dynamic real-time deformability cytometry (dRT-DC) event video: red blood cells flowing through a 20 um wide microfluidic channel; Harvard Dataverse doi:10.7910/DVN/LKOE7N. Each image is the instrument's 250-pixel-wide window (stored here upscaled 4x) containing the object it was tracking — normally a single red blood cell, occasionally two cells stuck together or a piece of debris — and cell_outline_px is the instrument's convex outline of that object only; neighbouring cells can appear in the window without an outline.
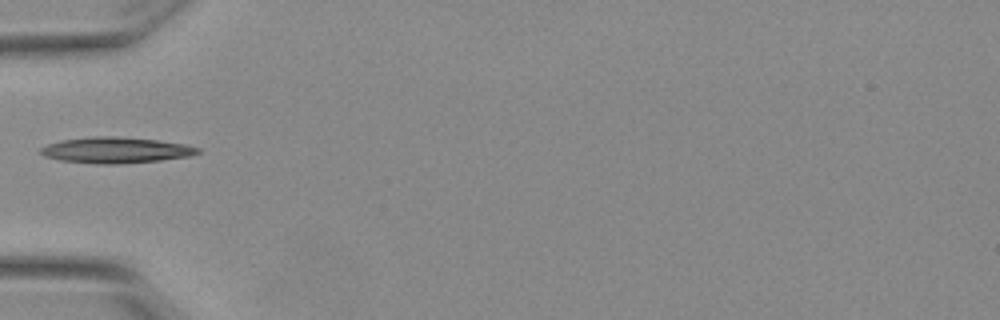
{"species": "Egyptian fruit bat (a non-hibernating species)", "species_latin": "Rousettus aegyptiacus", "temperature_condition": "warm", "stored_images_in_passage": 3, "camera_frame_rate_fps": 3000, "um_per_image_px": 0.085, "animal": {"sex": "female"}, "frame": {"image": 1, "passage_image": 1, "time_ms": 0.0, "image_size_px": [1000, 320], "cell_outline_px": [[200, 152], [188, 156], [160, 160], [120, 164], [96, 164], [60, 160], [44, 156], [40, 152], [40, 148], [48, 144], [60, 140], [92, 136], [120, 136], [156, 140], [184, 144], [200, 148]], "centroid_in_image_um": [9.81, 12.76], "position_along_channel_um": 75.2, "area_um2": 23.76}}